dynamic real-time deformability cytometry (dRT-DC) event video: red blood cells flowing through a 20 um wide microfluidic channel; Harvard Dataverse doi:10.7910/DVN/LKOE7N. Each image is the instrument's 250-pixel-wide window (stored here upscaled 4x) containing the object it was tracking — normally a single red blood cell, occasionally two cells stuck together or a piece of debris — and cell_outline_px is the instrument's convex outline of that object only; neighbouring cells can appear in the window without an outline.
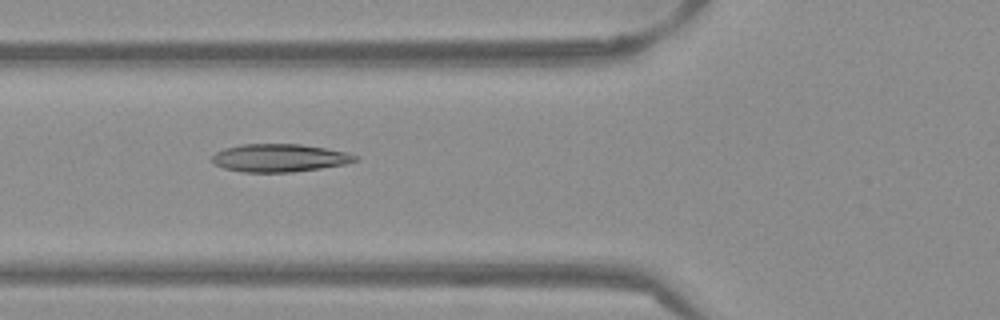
{"species": "Egyptian fruit bat (a non-hibernating species)", "species_latin": "Rousettus aegyptiacus", "temperature_condition": "warm", "stored_images_in_passage": 34, "camera_frame_rate_fps": 3000, "um_per_image_px": 0.085, "frame": {"image": 1, "passage_image": 4, "time_ms": 1.0, "image_size_px": [1000, 320], "cell_outline_px": [[360, 160], [344, 164], [320, 168], [292, 172], [240, 172], [224, 168], [216, 164], [212, 160], [212, 156], [216, 152], [224, 148], [240, 144], [300, 144], [348, 152], [360, 156]], "centroid_in_image_um": [23.78, 13.42], "position_along_channel_um": 102.0, "area_um2": 23.35}}
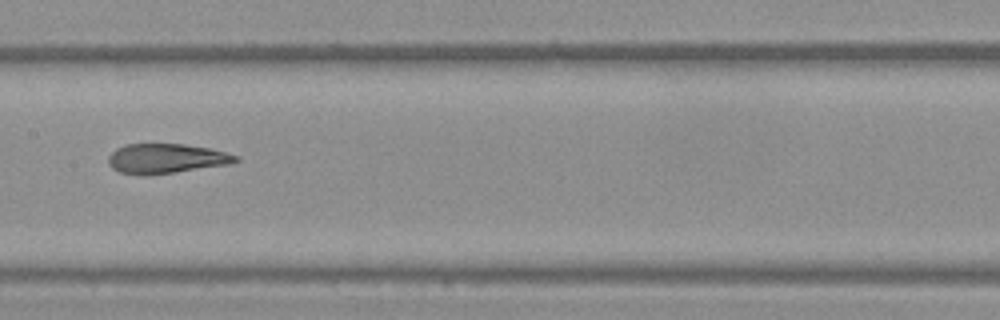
{"frame": {"image": 2, "passage_image": 11, "time_ms": 3.333, "image_size_px": [1000, 320], "cell_outline_px": [[240, 160], [228, 164], [144, 176], [120, 172], [112, 168], [108, 164], [108, 156], [116, 148], [124, 144], [184, 144], [208, 148], [240, 156]], "centroid_in_image_um": [14.08, 13.47], "position_along_channel_um": 193.3, "area_um2": 21.91}}
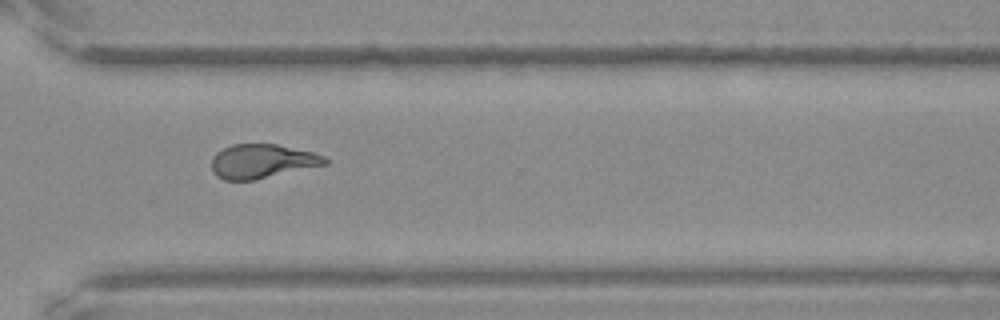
{"frame": {"image": 3, "passage_image": 23, "time_ms": 7.333, "image_size_px": [1000, 320], "cell_outline_px": [[328, 164], [256, 180], [224, 180], [216, 176], [212, 172], [212, 160], [216, 152], [232, 144], [276, 144], [312, 152], [324, 156], [328, 160]], "centroid_in_image_um": [22.27, 13.72], "position_along_channel_um": 348.3, "area_um2": 22.6}, "authors_computed_cell_mechanics": {"area_um2": 22.7443, "velocity_mm_per_s": 3.8853, "shape_relaxation_time_tau1_ms": null, "shape_relaxation_time_tau2_ms": 2.3459, "deformation_change_tau1": null, "deformation_change_tau2": 0.0943}}